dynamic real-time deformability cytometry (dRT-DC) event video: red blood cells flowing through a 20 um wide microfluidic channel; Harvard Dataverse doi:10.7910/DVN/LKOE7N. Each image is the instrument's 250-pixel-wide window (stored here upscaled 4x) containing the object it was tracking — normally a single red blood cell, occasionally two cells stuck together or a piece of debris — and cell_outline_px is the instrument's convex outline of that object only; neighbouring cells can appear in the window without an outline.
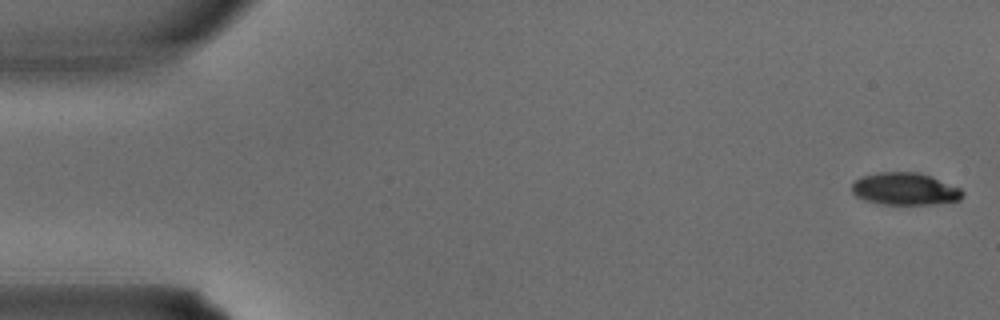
{"species": "common noctule bat (a hibernating species)", "species_latin": "Nyctalus noctula", "temperature_condition": "warm", "stored_images_in_passage": 4, "segment_of_instrument_passage": [1, 2], "camera_frame_rate_fps": 3000, "um_per_image_px": 0.085, "animal": {"sex": "male", "body_mass_g": 15.6}, "frame": {"image": 1, "passage_image": 1, "time_ms": 0.0, "image_size_px": [1000, 320], "cell_outline_px": [[964, 196], [960, 200], [936, 204], [880, 204], [864, 200], [856, 196], [852, 192], [852, 184], [860, 176], [876, 172], [920, 172], [932, 176], [960, 188], [964, 192]], "centroid_in_image_um": [76.93, 16.05], "position_along_channel_um": 8.1, "area_um2": 21.1}}
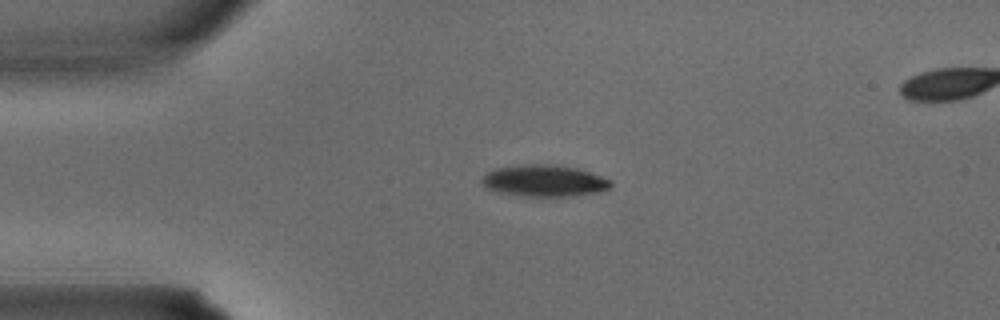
{"frame": {"image": 2, "passage_image": 3, "time_ms": 0.667, "image_size_px": [1000, 320], "cell_outline_px": [[612, 188], [600, 192], [564, 196], [528, 196], [496, 192], [484, 188], [480, 180], [492, 168], [524, 164], [556, 164], [576, 168], [612, 180]], "centroid_in_image_um": [46.23, 15.36], "position_along_channel_um": 38.8, "area_um2": 23.93}}